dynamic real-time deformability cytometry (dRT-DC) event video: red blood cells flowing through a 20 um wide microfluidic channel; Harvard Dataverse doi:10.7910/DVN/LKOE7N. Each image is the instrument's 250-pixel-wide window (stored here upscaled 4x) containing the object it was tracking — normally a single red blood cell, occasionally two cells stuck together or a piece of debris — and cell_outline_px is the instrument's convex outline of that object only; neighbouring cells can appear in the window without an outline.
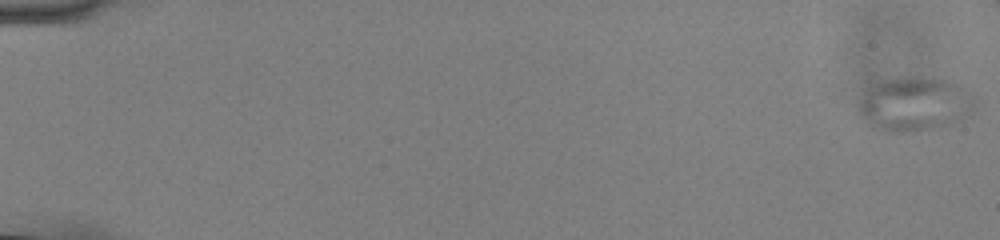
{"species": "common noctule bat (a hibernating species)", "species_latin": "Nyctalus noctula", "temperature_condition": "cold", "stored_images_in_passage": 53, "camera_frame_rate_fps": 3000, "um_per_image_px": 0.085, "animal": {"sex": "male", "body_mass_g": 13.0, "forearm_length_mm": 53.1}, "frame": {"image": 1, "passage_image": 1, "time_ms": 0.0, "image_size_px": [1000, 240], "cell_outline_px": [[976, 108], [964, 120], [952, 128], [912, 132], [888, 132], [872, 128], [868, 124], [860, 112], [856, 104], [864, 92], [868, 88], [884, 80], [944, 80], [960, 84], [976, 96]], "centroid_in_image_um": [77.85, 8.95], "position_along_channel_um": 7.2, "area_um2": 37.17}}
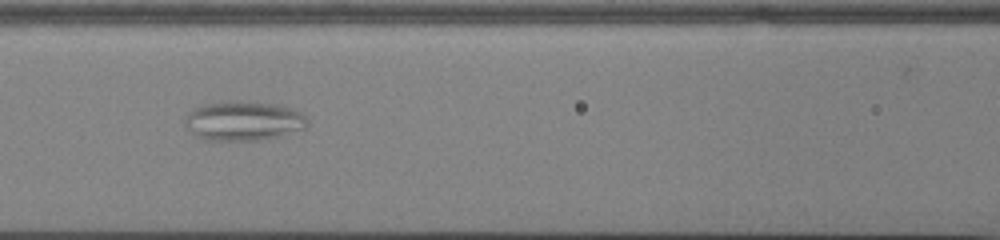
{"frame": {"image": 2, "passage_image": 27, "time_ms": 8.667, "image_size_px": [1000, 240], "cell_outline_px": [[308, 128], [280, 136], [260, 140], [200, 140], [184, 124], [184, 120], [188, 112], [192, 108], [204, 104], [276, 104], [292, 108], [308, 116]], "centroid_in_image_um": [20.73, 10.33], "position_along_channel_um": 145.9, "area_um2": 27.57}}
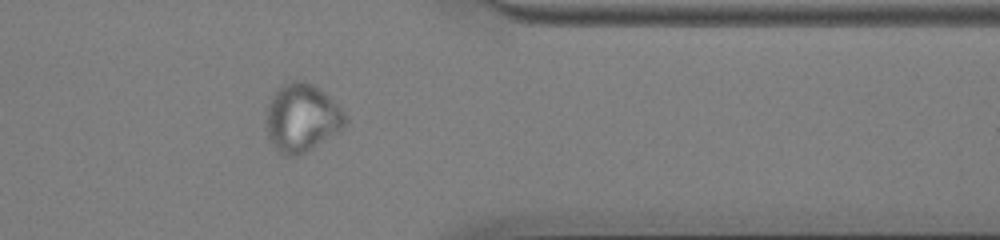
{"frame": {"image": 3, "passage_image": 47, "time_ms": 15.333, "image_size_px": [1000, 240], "cell_outline_px": [[348, 124], [304, 152], [296, 156], [284, 156], [268, 140], [268, 104], [276, 92], [284, 84], [292, 80], [300, 80], [312, 84], [324, 92], [344, 112], [348, 120]], "centroid_in_image_um": [25.67, 10.01], "position_along_channel_um": 385.7, "area_um2": 30.46}}